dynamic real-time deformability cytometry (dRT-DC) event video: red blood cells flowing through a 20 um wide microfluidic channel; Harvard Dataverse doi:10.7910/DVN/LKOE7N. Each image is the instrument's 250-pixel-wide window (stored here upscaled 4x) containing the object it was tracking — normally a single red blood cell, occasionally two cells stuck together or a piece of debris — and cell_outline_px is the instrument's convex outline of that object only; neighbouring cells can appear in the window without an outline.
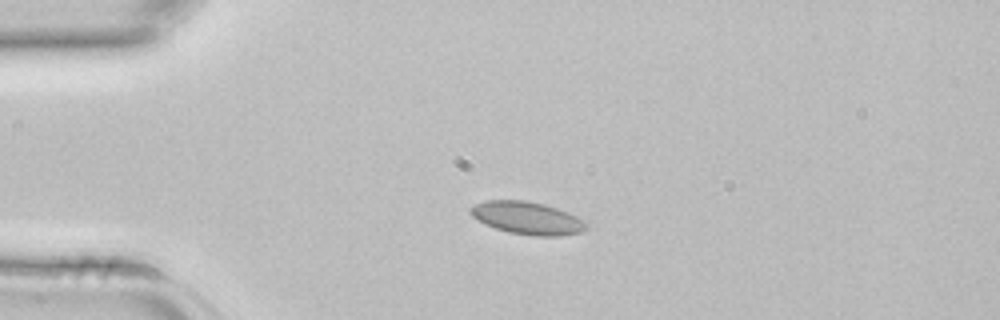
{"species": "common noctule bat (a hibernating species)", "species_latin": "Nyctalus noctula", "temperature_condition": "room temperature", "stored_images_in_passage": 3, "camera_frame_rate_fps": 3000, "um_per_image_px": 0.085, "animal": {"sex": "female", "body_mass_g": 22.7, "forearm_length_mm": 54.2}, "frame": {"image": 1, "passage_image": 2, "time_ms": 0.333, "image_size_px": [1000, 320], "cell_outline_px": [[588, 228], [584, 232], [560, 236], [532, 236], [508, 232], [484, 224], [472, 216], [468, 212], [468, 208], [484, 200], [524, 200], [544, 204], [568, 212], [584, 220], [588, 224]], "centroid_in_image_um": [44.83, 18.54], "position_along_channel_um": 40.2, "area_um2": 22.31}}
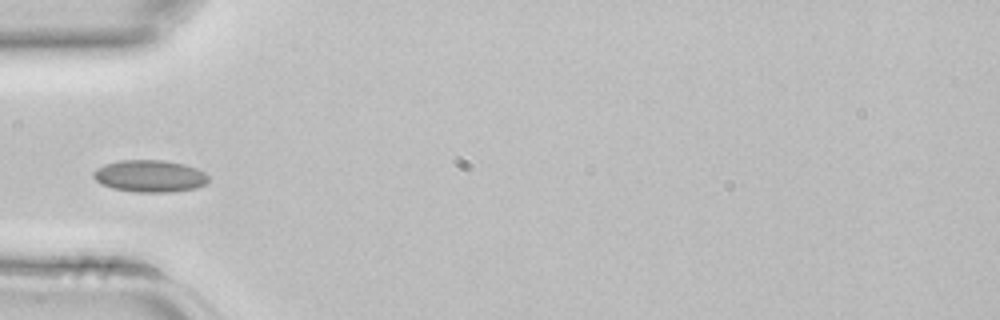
{"frame": {"image": 2, "passage_image": 3, "time_ms": 0.667, "image_size_px": [1000, 320], "cell_outline_px": [[208, 184], [196, 188], [172, 192], [136, 192], [112, 188], [100, 184], [92, 176], [92, 172], [96, 168], [104, 164], [120, 160], [164, 160], [184, 164], [196, 168], [204, 172], [208, 176]], "centroid_in_image_um": [12.72, 14.97], "position_along_channel_um": 72.3, "area_um2": 21.73}}